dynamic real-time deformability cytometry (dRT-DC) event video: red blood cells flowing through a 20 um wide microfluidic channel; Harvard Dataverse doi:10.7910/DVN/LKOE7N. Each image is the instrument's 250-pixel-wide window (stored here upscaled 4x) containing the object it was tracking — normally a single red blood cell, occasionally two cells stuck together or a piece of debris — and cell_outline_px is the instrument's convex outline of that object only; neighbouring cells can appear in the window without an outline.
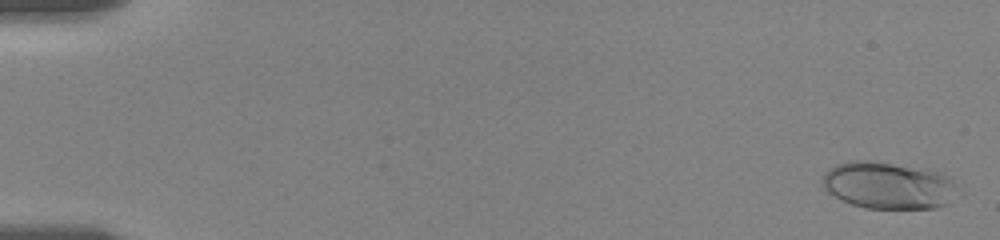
{"species": "human", "species_latin": "Homo sapiens", "temperature_condition": "room temperature", "stored_images_in_passage": 13, "camera_frame_rate_fps": 3000, "um_per_image_px": 0.085, "donor": {"sex": "female"}, "frame": {"image": 1, "passage_image": 1, "time_ms": 0.0, "image_size_px": [1000, 240], "cell_outline_px": [[952, 184], [948, 204], [936, 208], [864, 208], [852, 204], [828, 192], [824, 188], [824, 172], [836, 164], [848, 160], [872, 160], [928, 168], [952, 176]], "centroid_in_image_um": [75.47, 15.72], "position_along_channel_um": 9.5, "area_um2": 36.82}}
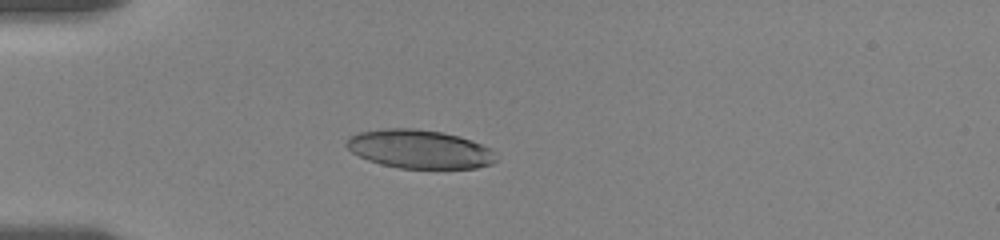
{"frame": {"image": 2, "passage_image": 7, "time_ms": 5.0, "image_size_px": [1000, 240], "cell_outline_px": [[496, 160], [492, 164], [476, 168], [400, 168], [380, 164], [368, 160], [352, 152], [344, 144], [348, 136], [360, 132], [384, 128], [412, 128], [440, 132], [460, 136], [472, 140], [492, 148]], "centroid_in_image_um": [35.65, 12.67], "position_along_channel_um": 49.4, "area_um2": 33.76}}
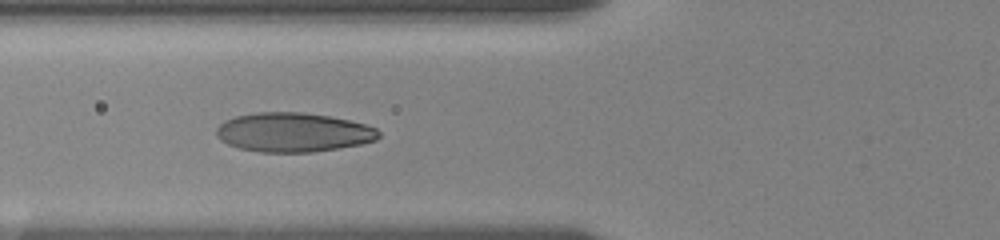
{"frame": {"image": 3, "passage_image": 12, "time_ms": 7.0, "image_size_px": [1000, 240], "cell_outline_px": [[380, 136], [376, 140], [360, 144], [340, 148], [312, 152], [260, 152], [240, 148], [228, 144], [220, 140], [216, 136], [216, 128], [224, 120], [236, 116], [256, 112], [304, 112], [328, 116], [348, 120], [364, 124], [376, 128], [380, 132]], "centroid_in_image_um": [24.91, 11.24], "position_along_channel_um": 100.9, "area_um2": 37.17}}